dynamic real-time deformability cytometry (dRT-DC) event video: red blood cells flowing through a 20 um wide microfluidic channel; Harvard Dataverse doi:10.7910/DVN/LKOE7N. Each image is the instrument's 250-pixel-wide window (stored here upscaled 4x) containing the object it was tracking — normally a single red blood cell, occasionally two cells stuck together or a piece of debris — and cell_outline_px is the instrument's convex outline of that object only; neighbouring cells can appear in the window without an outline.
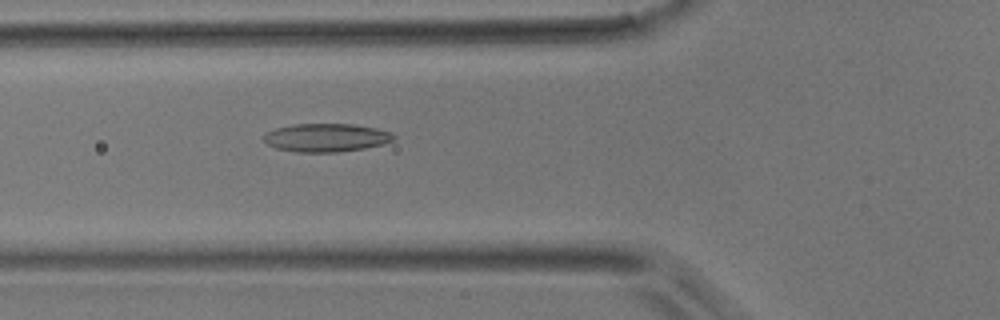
{"species": "common noctule bat (a hibernating species)", "species_latin": "Nyctalus noctula", "temperature_condition": "room temperature", "stored_images_in_passage": 47, "camera_frame_rate_fps": 3000, "um_per_image_px": 0.085, "animal": {"sex": "male", "body_mass_g": 17.9}, "frame": {"image": 1, "passage_image": 17, "time_ms": 5.333, "image_size_px": [1000, 320], "cell_outline_px": [[396, 140], [364, 148], [336, 152], [296, 152], [276, 148], [268, 144], [264, 140], [264, 136], [268, 132], [276, 128], [292, 124], [352, 124], [376, 128], [392, 132], [396, 136]], "centroid_in_image_um": [27.75, 11.69], "position_along_channel_um": 98.0, "area_um2": 21.33}}
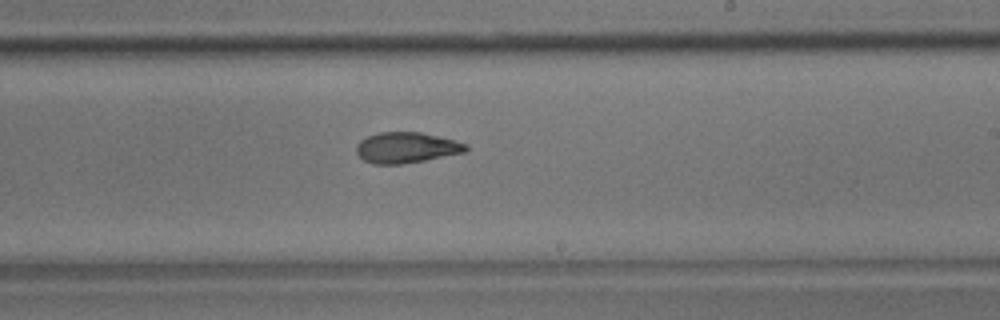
{"frame": {"image": 2, "passage_image": 28, "time_ms": 9.0, "image_size_px": [1000, 320], "cell_outline_px": [[468, 148], [464, 152], [424, 160], [400, 164], [372, 164], [364, 160], [356, 152], [356, 144], [360, 140], [368, 136], [380, 132], [420, 132], [468, 144]], "centroid_in_image_um": [34.5, 12.55], "position_along_channel_um": 254.5, "area_um2": 19.36}}
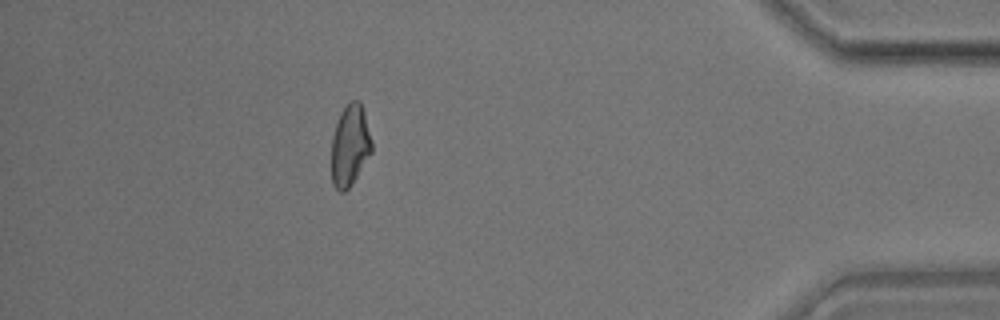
{"frame": {"image": 3, "passage_image": 42, "time_ms": 13.667, "image_size_px": [1000, 320], "cell_outline_px": [[372, 152], [352, 184], [344, 192], [340, 192], [332, 184], [332, 136], [340, 112], [352, 100], [360, 100], [364, 112], [372, 140]], "centroid_in_image_um": [29.75, 12.37], "position_along_channel_um": 405.4, "area_um2": 19.07}}